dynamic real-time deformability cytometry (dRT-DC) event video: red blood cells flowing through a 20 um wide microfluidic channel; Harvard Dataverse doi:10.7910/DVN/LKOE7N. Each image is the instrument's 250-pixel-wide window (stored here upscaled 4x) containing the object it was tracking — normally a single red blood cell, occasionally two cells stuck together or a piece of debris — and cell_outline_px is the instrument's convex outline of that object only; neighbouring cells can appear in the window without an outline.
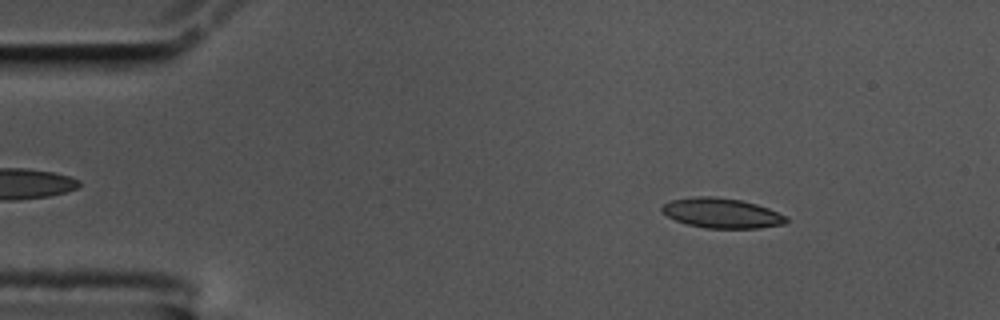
{"species": "common noctule bat (a hibernating species)", "species_latin": "Nyctalus noctula", "temperature_condition": "cold", "stored_images_in_passage": 56, "camera_frame_rate_fps": 3000, "um_per_image_px": 0.085, "animal": {"sex": "male", "body_mass_g": 17.5, "forearm_length_mm": 52.3}, "frame": {"image": 1, "passage_image": 7, "time_ms": 2.0, "image_size_px": [1000, 320], "cell_outline_px": [[788, 220], [784, 224], [760, 228], [704, 228], [688, 224], [676, 220], [668, 216], [660, 208], [664, 204], [672, 200], [696, 196], [716, 196], [740, 200], [756, 204], [768, 208], [788, 216]], "centroid_in_image_um": [61.38, 18.11], "position_along_channel_um": 23.6, "area_um2": 21.62}}
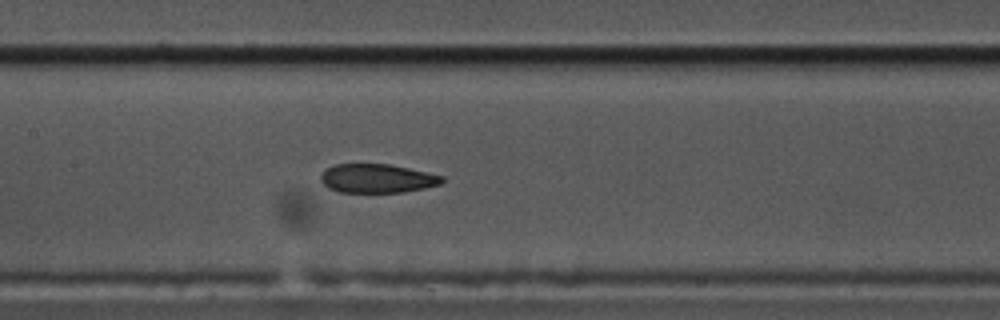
{"frame": {"image": 2, "passage_image": 26, "time_ms": 8.333, "image_size_px": [1000, 320], "cell_outline_px": [[444, 180], [440, 184], [424, 188], [404, 192], [340, 192], [328, 188], [320, 180], [320, 176], [328, 168], [336, 164], [388, 164], [408, 168], [444, 176]], "centroid_in_image_um": [32.06, 15.17], "position_along_channel_um": 175.3, "area_um2": 20.23}}
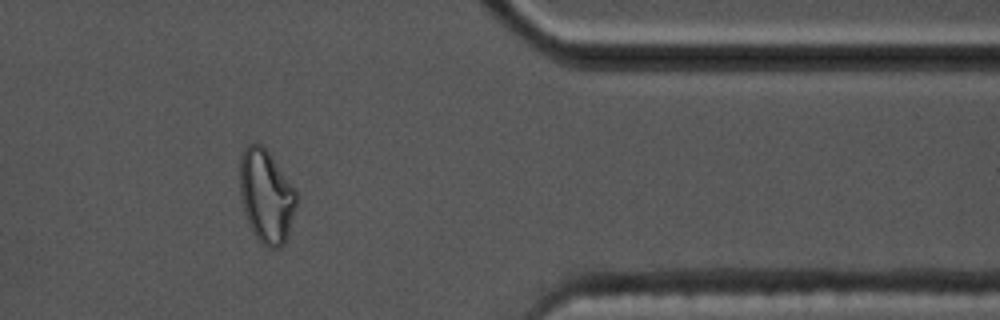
{"frame": {"image": 3, "passage_image": 46, "time_ms": 15.0, "image_size_px": [1000, 320], "cell_outline_px": [[296, 204], [288, 236], [284, 244], [280, 248], [268, 248], [252, 232], [248, 224], [244, 212], [240, 196], [240, 160], [244, 148], [248, 144], [260, 144], [268, 152], [296, 192]], "centroid_in_image_um": [22.61, 16.71], "position_along_channel_um": 388.8, "area_um2": 30.29}, "authors_computed_cell_mechanics": {"area_um2": 21.8773, "velocity_mm_per_s": 3.4959, "shape_relaxation_time_tau1_ms": null, "shape_relaxation_time_tau2_ms": 2.5725, "deformation_change_tau1": null, "deformation_change_tau2": 0.0806}}